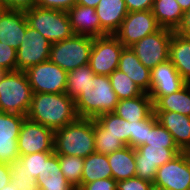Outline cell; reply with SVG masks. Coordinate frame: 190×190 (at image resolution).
Listing matches in <instances>:
<instances>
[{"mask_svg":"<svg viewBox=\"0 0 190 190\" xmlns=\"http://www.w3.org/2000/svg\"><path fill=\"white\" fill-rule=\"evenodd\" d=\"M109 78L112 88L119 100L138 97L144 93L140 87L127 76V74L118 69L114 70L109 75Z\"/></svg>","mask_w":190,"mask_h":190,"instance_id":"cell-32","label":"cell"},{"mask_svg":"<svg viewBox=\"0 0 190 190\" xmlns=\"http://www.w3.org/2000/svg\"><path fill=\"white\" fill-rule=\"evenodd\" d=\"M144 145L178 148L171 133L158 121L154 112L148 117V136Z\"/></svg>","mask_w":190,"mask_h":190,"instance_id":"cell-33","label":"cell"},{"mask_svg":"<svg viewBox=\"0 0 190 190\" xmlns=\"http://www.w3.org/2000/svg\"><path fill=\"white\" fill-rule=\"evenodd\" d=\"M36 181L39 190H77L64 177L54 152H42V168Z\"/></svg>","mask_w":190,"mask_h":190,"instance_id":"cell-17","label":"cell"},{"mask_svg":"<svg viewBox=\"0 0 190 190\" xmlns=\"http://www.w3.org/2000/svg\"><path fill=\"white\" fill-rule=\"evenodd\" d=\"M65 179L75 189L81 186L84 158L78 156L57 155Z\"/></svg>","mask_w":190,"mask_h":190,"instance_id":"cell-34","label":"cell"},{"mask_svg":"<svg viewBox=\"0 0 190 190\" xmlns=\"http://www.w3.org/2000/svg\"><path fill=\"white\" fill-rule=\"evenodd\" d=\"M26 116L0 112V162L11 164L19 160L17 140Z\"/></svg>","mask_w":190,"mask_h":190,"instance_id":"cell-15","label":"cell"},{"mask_svg":"<svg viewBox=\"0 0 190 190\" xmlns=\"http://www.w3.org/2000/svg\"><path fill=\"white\" fill-rule=\"evenodd\" d=\"M76 4V0H37L36 6L45 9L69 11Z\"/></svg>","mask_w":190,"mask_h":190,"instance_id":"cell-41","label":"cell"},{"mask_svg":"<svg viewBox=\"0 0 190 190\" xmlns=\"http://www.w3.org/2000/svg\"><path fill=\"white\" fill-rule=\"evenodd\" d=\"M1 190H19V189L15 187L12 182H10L8 183L7 186H4Z\"/></svg>","mask_w":190,"mask_h":190,"instance_id":"cell-49","label":"cell"},{"mask_svg":"<svg viewBox=\"0 0 190 190\" xmlns=\"http://www.w3.org/2000/svg\"><path fill=\"white\" fill-rule=\"evenodd\" d=\"M94 72L89 64L79 66L67 73L66 91L73 100H75L84 91L89 80L94 77Z\"/></svg>","mask_w":190,"mask_h":190,"instance_id":"cell-30","label":"cell"},{"mask_svg":"<svg viewBox=\"0 0 190 190\" xmlns=\"http://www.w3.org/2000/svg\"><path fill=\"white\" fill-rule=\"evenodd\" d=\"M153 184L167 190H189L190 153L181 152L160 166Z\"/></svg>","mask_w":190,"mask_h":190,"instance_id":"cell-14","label":"cell"},{"mask_svg":"<svg viewBox=\"0 0 190 190\" xmlns=\"http://www.w3.org/2000/svg\"><path fill=\"white\" fill-rule=\"evenodd\" d=\"M100 0H76V4L96 8Z\"/></svg>","mask_w":190,"mask_h":190,"instance_id":"cell-46","label":"cell"},{"mask_svg":"<svg viewBox=\"0 0 190 190\" xmlns=\"http://www.w3.org/2000/svg\"><path fill=\"white\" fill-rule=\"evenodd\" d=\"M109 134L119 138L126 146L131 147V122L120 118L114 112L101 114L95 118Z\"/></svg>","mask_w":190,"mask_h":190,"instance_id":"cell-29","label":"cell"},{"mask_svg":"<svg viewBox=\"0 0 190 190\" xmlns=\"http://www.w3.org/2000/svg\"><path fill=\"white\" fill-rule=\"evenodd\" d=\"M12 180L10 164L0 162V190Z\"/></svg>","mask_w":190,"mask_h":190,"instance_id":"cell-43","label":"cell"},{"mask_svg":"<svg viewBox=\"0 0 190 190\" xmlns=\"http://www.w3.org/2000/svg\"><path fill=\"white\" fill-rule=\"evenodd\" d=\"M37 0H12V10L26 11L36 6Z\"/></svg>","mask_w":190,"mask_h":190,"instance_id":"cell-44","label":"cell"},{"mask_svg":"<svg viewBox=\"0 0 190 190\" xmlns=\"http://www.w3.org/2000/svg\"><path fill=\"white\" fill-rule=\"evenodd\" d=\"M54 153L86 158L95 153L93 118H78L54 131Z\"/></svg>","mask_w":190,"mask_h":190,"instance_id":"cell-2","label":"cell"},{"mask_svg":"<svg viewBox=\"0 0 190 190\" xmlns=\"http://www.w3.org/2000/svg\"><path fill=\"white\" fill-rule=\"evenodd\" d=\"M119 99L114 92L109 76L94 75L75 99L79 118H96L97 116L114 112Z\"/></svg>","mask_w":190,"mask_h":190,"instance_id":"cell-3","label":"cell"},{"mask_svg":"<svg viewBox=\"0 0 190 190\" xmlns=\"http://www.w3.org/2000/svg\"><path fill=\"white\" fill-rule=\"evenodd\" d=\"M32 96L24 71H7L0 80V112L26 116Z\"/></svg>","mask_w":190,"mask_h":190,"instance_id":"cell-4","label":"cell"},{"mask_svg":"<svg viewBox=\"0 0 190 190\" xmlns=\"http://www.w3.org/2000/svg\"><path fill=\"white\" fill-rule=\"evenodd\" d=\"M19 161L23 163V171L27 174V178L38 177L42 168V152L20 155Z\"/></svg>","mask_w":190,"mask_h":190,"instance_id":"cell-36","label":"cell"},{"mask_svg":"<svg viewBox=\"0 0 190 190\" xmlns=\"http://www.w3.org/2000/svg\"><path fill=\"white\" fill-rule=\"evenodd\" d=\"M27 26L25 11L9 9L0 21V42L18 50Z\"/></svg>","mask_w":190,"mask_h":190,"instance_id":"cell-21","label":"cell"},{"mask_svg":"<svg viewBox=\"0 0 190 190\" xmlns=\"http://www.w3.org/2000/svg\"><path fill=\"white\" fill-rule=\"evenodd\" d=\"M77 190H117V181L113 178L99 179L81 184Z\"/></svg>","mask_w":190,"mask_h":190,"instance_id":"cell-40","label":"cell"},{"mask_svg":"<svg viewBox=\"0 0 190 190\" xmlns=\"http://www.w3.org/2000/svg\"><path fill=\"white\" fill-rule=\"evenodd\" d=\"M175 31L160 28L134 43L131 49L140 62L150 70L169 59V43Z\"/></svg>","mask_w":190,"mask_h":190,"instance_id":"cell-7","label":"cell"},{"mask_svg":"<svg viewBox=\"0 0 190 190\" xmlns=\"http://www.w3.org/2000/svg\"><path fill=\"white\" fill-rule=\"evenodd\" d=\"M51 45L40 32L28 25L17 50L16 70L25 71L31 66L49 60Z\"/></svg>","mask_w":190,"mask_h":190,"instance_id":"cell-12","label":"cell"},{"mask_svg":"<svg viewBox=\"0 0 190 190\" xmlns=\"http://www.w3.org/2000/svg\"><path fill=\"white\" fill-rule=\"evenodd\" d=\"M179 35L190 39V9L184 12L182 24L176 31Z\"/></svg>","mask_w":190,"mask_h":190,"instance_id":"cell-45","label":"cell"},{"mask_svg":"<svg viewBox=\"0 0 190 190\" xmlns=\"http://www.w3.org/2000/svg\"><path fill=\"white\" fill-rule=\"evenodd\" d=\"M25 15L28 25L40 32L51 44L74 34L66 11L35 6L26 10Z\"/></svg>","mask_w":190,"mask_h":190,"instance_id":"cell-5","label":"cell"},{"mask_svg":"<svg viewBox=\"0 0 190 190\" xmlns=\"http://www.w3.org/2000/svg\"><path fill=\"white\" fill-rule=\"evenodd\" d=\"M67 14L74 34L101 37L100 20L95 8L75 4Z\"/></svg>","mask_w":190,"mask_h":190,"instance_id":"cell-20","label":"cell"},{"mask_svg":"<svg viewBox=\"0 0 190 190\" xmlns=\"http://www.w3.org/2000/svg\"><path fill=\"white\" fill-rule=\"evenodd\" d=\"M107 159L114 180L121 181L136 176L135 148L126 146L107 155Z\"/></svg>","mask_w":190,"mask_h":190,"instance_id":"cell-25","label":"cell"},{"mask_svg":"<svg viewBox=\"0 0 190 190\" xmlns=\"http://www.w3.org/2000/svg\"><path fill=\"white\" fill-rule=\"evenodd\" d=\"M182 151L179 148H165L157 145H141L135 149L136 176L154 183L157 170Z\"/></svg>","mask_w":190,"mask_h":190,"instance_id":"cell-10","label":"cell"},{"mask_svg":"<svg viewBox=\"0 0 190 190\" xmlns=\"http://www.w3.org/2000/svg\"><path fill=\"white\" fill-rule=\"evenodd\" d=\"M93 131L95 134V152L98 154L109 155L126 147L119 138L109 134V131L95 118L93 119Z\"/></svg>","mask_w":190,"mask_h":190,"instance_id":"cell-31","label":"cell"},{"mask_svg":"<svg viewBox=\"0 0 190 190\" xmlns=\"http://www.w3.org/2000/svg\"><path fill=\"white\" fill-rule=\"evenodd\" d=\"M150 74L151 88L148 94L153 103L161 96L180 90L187 83L169 59L151 69Z\"/></svg>","mask_w":190,"mask_h":190,"instance_id":"cell-16","label":"cell"},{"mask_svg":"<svg viewBox=\"0 0 190 190\" xmlns=\"http://www.w3.org/2000/svg\"><path fill=\"white\" fill-rule=\"evenodd\" d=\"M54 131L27 118L22 122L17 146L19 155L54 152Z\"/></svg>","mask_w":190,"mask_h":190,"instance_id":"cell-13","label":"cell"},{"mask_svg":"<svg viewBox=\"0 0 190 190\" xmlns=\"http://www.w3.org/2000/svg\"><path fill=\"white\" fill-rule=\"evenodd\" d=\"M96 14L101 25V37L114 35L128 14L124 0H100Z\"/></svg>","mask_w":190,"mask_h":190,"instance_id":"cell-19","label":"cell"},{"mask_svg":"<svg viewBox=\"0 0 190 190\" xmlns=\"http://www.w3.org/2000/svg\"><path fill=\"white\" fill-rule=\"evenodd\" d=\"M9 10L8 7H6L1 1H0V21L4 14Z\"/></svg>","mask_w":190,"mask_h":190,"instance_id":"cell-48","label":"cell"},{"mask_svg":"<svg viewBox=\"0 0 190 190\" xmlns=\"http://www.w3.org/2000/svg\"><path fill=\"white\" fill-rule=\"evenodd\" d=\"M25 74L33 93H65L67 72L46 60L26 69Z\"/></svg>","mask_w":190,"mask_h":190,"instance_id":"cell-9","label":"cell"},{"mask_svg":"<svg viewBox=\"0 0 190 190\" xmlns=\"http://www.w3.org/2000/svg\"><path fill=\"white\" fill-rule=\"evenodd\" d=\"M153 107L154 111H174L190 117V87L186 83L180 90L159 97Z\"/></svg>","mask_w":190,"mask_h":190,"instance_id":"cell-27","label":"cell"},{"mask_svg":"<svg viewBox=\"0 0 190 190\" xmlns=\"http://www.w3.org/2000/svg\"><path fill=\"white\" fill-rule=\"evenodd\" d=\"M151 190H167V189L159 187V186H156V185L153 184L152 187H151Z\"/></svg>","mask_w":190,"mask_h":190,"instance_id":"cell-51","label":"cell"},{"mask_svg":"<svg viewBox=\"0 0 190 190\" xmlns=\"http://www.w3.org/2000/svg\"><path fill=\"white\" fill-rule=\"evenodd\" d=\"M7 71L5 69L0 68V80L3 78Z\"/></svg>","mask_w":190,"mask_h":190,"instance_id":"cell-52","label":"cell"},{"mask_svg":"<svg viewBox=\"0 0 190 190\" xmlns=\"http://www.w3.org/2000/svg\"><path fill=\"white\" fill-rule=\"evenodd\" d=\"M12 180L11 182L19 190H39L38 183L34 178H27V174L23 171V163L19 160L10 164Z\"/></svg>","mask_w":190,"mask_h":190,"instance_id":"cell-35","label":"cell"},{"mask_svg":"<svg viewBox=\"0 0 190 190\" xmlns=\"http://www.w3.org/2000/svg\"><path fill=\"white\" fill-rule=\"evenodd\" d=\"M117 69L127 74L143 92L149 93L151 88V70L140 62L131 47L123 48Z\"/></svg>","mask_w":190,"mask_h":190,"instance_id":"cell-22","label":"cell"},{"mask_svg":"<svg viewBox=\"0 0 190 190\" xmlns=\"http://www.w3.org/2000/svg\"><path fill=\"white\" fill-rule=\"evenodd\" d=\"M123 48L114 35L93 38L89 66L94 74L109 76L116 70Z\"/></svg>","mask_w":190,"mask_h":190,"instance_id":"cell-8","label":"cell"},{"mask_svg":"<svg viewBox=\"0 0 190 190\" xmlns=\"http://www.w3.org/2000/svg\"><path fill=\"white\" fill-rule=\"evenodd\" d=\"M160 28L152 10L128 12L114 36L124 47H130Z\"/></svg>","mask_w":190,"mask_h":190,"instance_id":"cell-11","label":"cell"},{"mask_svg":"<svg viewBox=\"0 0 190 190\" xmlns=\"http://www.w3.org/2000/svg\"><path fill=\"white\" fill-rule=\"evenodd\" d=\"M157 121L167 129L182 152L190 150V117L174 111H154Z\"/></svg>","mask_w":190,"mask_h":190,"instance_id":"cell-18","label":"cell"},{"mask_svg":"<svg viewBox=\"0 0 190 190\" xmlns=\"http://www.w3.org/2000/svg\"><path fill=\"white\" fill-rule=\"evenodd\" d=\"M153 183L142 180L137 176L117 181V190H151Z\"/></svg>","mask_w":190,"mask_h":190,"instance_id":"cell-39","label":"cell"},{"mask_svg":"<svg viewBox=\"0 0 190 190\" xmlns=\"http://www.w3.org/2000/svg\"><path fill=\"white\" fill-rule=\"evenodd\" d=\"M183 12H186L190 9V0H176Z\"/></svg>","mask_w":190,"mask_h":190,"instance_id":"cell-47","label":"cell"},{"mask_svg":"<svg viewBox=\"0 0 190 190\" xmlns=\"http://www.w3.org/2000/svg\"><path fill=\"white\" fill-rule=\"evenodd\" d=\"M154 112L153 101L148 93L119 100L114 113L129 122L147 119Z\"/></svg>","mask_w":190,"mask_h":190,"instance_id":"cell-23","label":"cell"},{"mask_svg":"<svg viewBox=\"0 0 190 190\" xmlns=\"http://www.w3.org/2000/svg\"><path fill=\"white\" fill-rule=\"evenodd\" d=\"M106 178H112L107 155L95 152L84 158L81 184Z\"/></svg>","mask_w":190,"mask_h":190,"instance_id":"cell-28","label":"cell"},{"mask_svg":"<svg viewBox=\"0 0 190 190\" xmlns=\"http://www.w3.org/2000/svg\"><path fill=\"white\" fill-rule=\"evenodd\" d=\"M128 12L152 10L154 0H124Z\"/></svg>","mask_w":190,"mask_h":190,"instance_id":"cell-42","label":"cell"},{"mask_svg":"<svg viewBox=\"0 0 190 190\" xmlns=\"http://www.w3.org/2000/svg\"><path fill=\"white\" fill-rule=\"evenodd\" d=\"M169 60L180 76L190 80V39L174 32L169 43Z\"/></svg>","mask_w":190,"mask_h":190,"instance_id":"cell-24","label":"cell"},{"mask_svg":"<svg viewBox=\"0 0 190 190\" xmlns=\"http://www.w3.org/2000/svg\"><path fill=\"white\" fill-rule=\"evenodd\" d=\"M6 7L12 10V0H0Z\"/></svg>","mask_w":190,"mask_h":190,"instance_id":"cell-50","label":"cell"},{"mask_svg":"<svg viewBox=\"0 0 190 190\" xmlns=\"http://www.w3.org/2000/svg\"><path fill=\"white\" fill-rule=\"evenodd\" d=\"M148 136V118L142 121L131 122V147L144 145Z\"/></svg>","mask_w":190,"mask_h":190,"instance_id":"cell-37","label":"cell"},{"mask_svg":"<svg viewBox=\"0 0 190 190\" xmlns=\"http://www.w3.org/2000/svg\"><path fill=\"white\" fill-rule=\"evenodd\" d=\"M92 43V37L73 34L68 39L51 45L49 60L68 73L89 64Z\"/></svg>","mask_w":190,"mask_h":190,"instance_id":"cell-6","label":"cell"},{"mask_svg":"<svg viewBox=\"0 0 190 190\" xmlns=\"http://www.w3.org/2000/svg\"><path fill=\"white\" fill-rule=\"evenodd\" d=\"M26 118L53 131L76 121L75 100L67 93H33Z\"/></svg>","mask_w":190,"mask_h":190,"instance_id":"cell-1","label":"cell"},{"mask_svg":"<svg viewBox=\"0 0 190 190\" xmlns=\"http://www.w3.org/2000/svg\"><path fill=\"white\" fill-rule=\"evenodd\" d=\"M17 50L0 42V68L6 71L16 70Z\"/></svg>","mask_w":190,"mask_h":190,"instance_id":"cell-38","label":"cell"},{"mask_svg":"<svg viewBox=\"0 0 190 190\" xmlns=\"http://www.w3.org/2000/svg\"><path fill=\"white\" fill-rule=\"evenodd\" d=\"M152 12L161 28L175 32L184 17V12L176 0H154Z\"/></svg>","mask_w":190,"mask_h":190,"instance_id":"cell-26","label":"cell"}]
</instances>
